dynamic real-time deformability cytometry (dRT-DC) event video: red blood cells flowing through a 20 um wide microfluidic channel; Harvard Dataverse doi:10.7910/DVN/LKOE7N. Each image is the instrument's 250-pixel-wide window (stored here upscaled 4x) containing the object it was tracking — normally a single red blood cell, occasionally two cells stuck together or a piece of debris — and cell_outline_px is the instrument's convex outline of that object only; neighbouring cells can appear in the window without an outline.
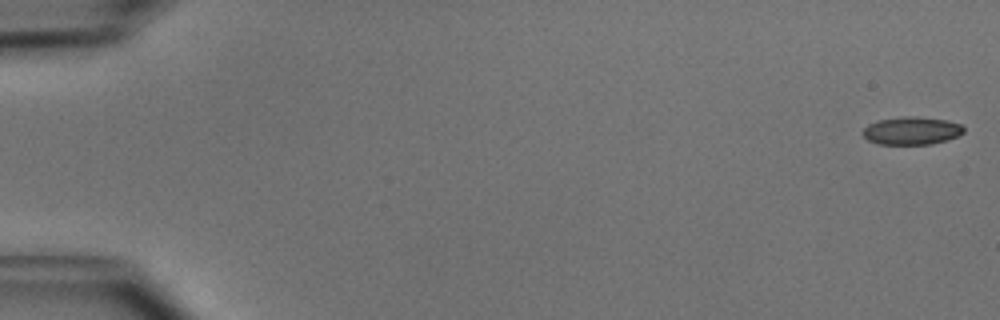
{"species": "common noctule bat (a hibernating species)", "species_latin": "Nyctalus noctula", "temperature_condition": "cold", "stored_images_in_passage": 50, "camera_frame_rate_fps": 3000, "um_per_image_px": 0.085, "animal": {"sex": "male", "body_mass_g": 15.6}, "frame": {"image": 1, "passage_image": 1, "time_ms": 0.0, "image_size_px": [1000, 320], "cell_outline_px": [[964, 132], [956, 136], [932, 144], [876, 144], [868, 140], [860, 132], [868, 124], [880, 120], [904, 116], [916, 116], [948, 120], [960, 124], [964, 128]], "centroid_in_image_um": [77.46, 11.11], "position_along_channel_um": 7.5, "area_um2": 16.36}}
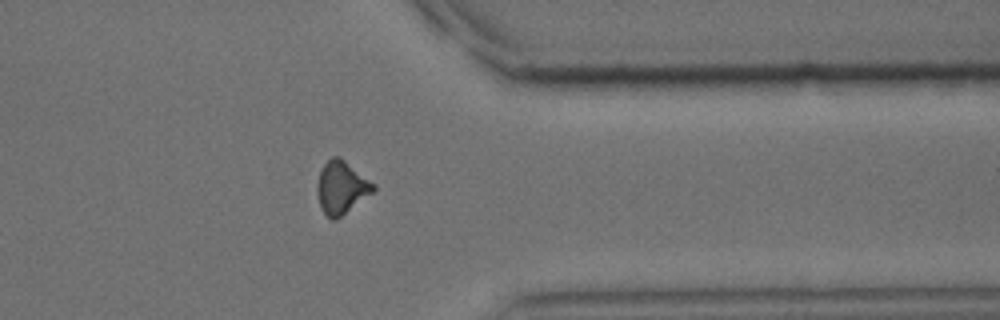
{"frame": {"image": 2, "passage_image": 41, "time_ms": 13.333, "image_size_px": [1000, 320], "cell_outline_px": [[376, 188], [372, 192], [336, 220], [332, 220], [320, 208], [316, 192], [316, 184], [320, 172], [324, 164], [332, 156], [340, 156], [376, 184]], "centroid_in_image_um": [29.01, 15.92], "position_along_channel_um": 382.4, "area_um2": 17.28}}
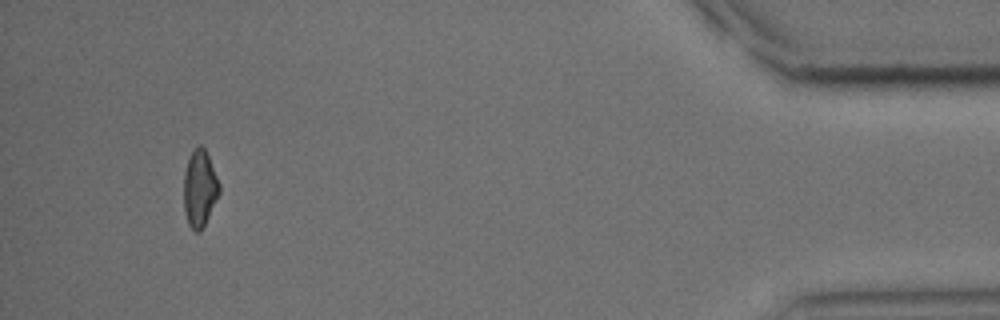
{"frame": {"image": 3, "passage_image": 48, "time_ms": 15.667, "image_size_px": [1000, 320], "cell_outline_px": [[220, 192], [200, 232], [196, 232], [188, 224], [184, 212], [184, 172], [188, 160], [192, 152], [200, 144], [204, 148], [208, 156], [220, 184]], "centroid_in_image_um": [16.96, 16.03], "position_along_channel_um": 418.2, "area_um2": 15.61}}